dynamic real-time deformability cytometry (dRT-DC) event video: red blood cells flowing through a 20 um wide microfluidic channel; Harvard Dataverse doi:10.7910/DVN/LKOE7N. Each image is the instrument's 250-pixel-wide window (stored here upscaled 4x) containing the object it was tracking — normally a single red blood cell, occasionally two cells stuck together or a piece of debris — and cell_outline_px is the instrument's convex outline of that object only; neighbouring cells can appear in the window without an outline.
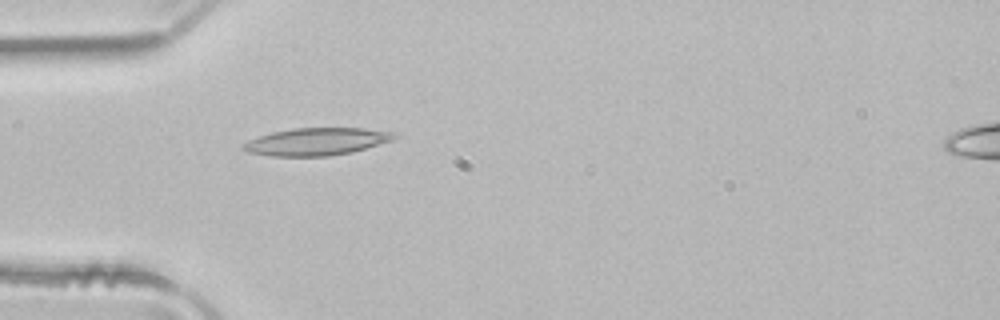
{"species": "common noctule bat (a hibernating species)", "species_latin": "Nyctalus noctula", "temperature_condition": "room temperature", "stored_images_in_passage": 50, "camera_frame_rate_fps": 3000, "um_per_image_px": 0.085, "animal": {"sex": "male", "body_mass_g": 21.5, "forearm_length_mm": 52.0}, "frame": {"image": 1, "passage_image": 15, "time_ms": 4.667, "image_size_px": [1000, 320], "cell_outline_px": [[400, 136], [392, 140], [352, 152], [328, 156], [268, 156], [248, 152], [240, 148], [248, 140], [272, 132], [292, 128], [364, 128], [400, 132]], "centroid_in_image_um": [26.95, 12.03], "position_along_channel_um": 58.0, "area_um2": 24.33}}
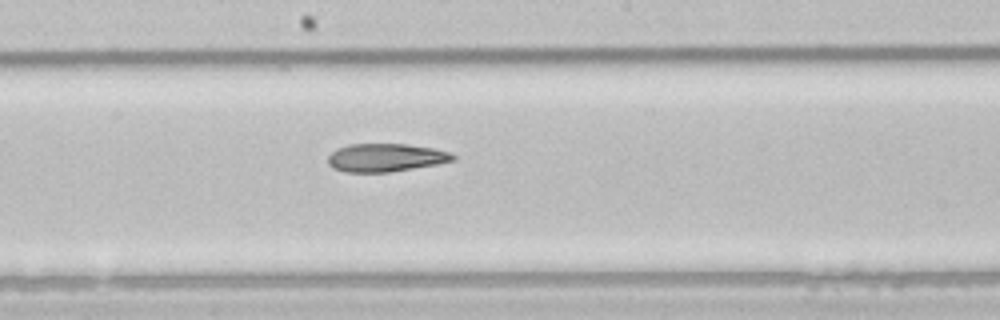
{"frame": {"image": 2, "passage_image": 27, "time_ms": 8.667, "image_size_px": [1000, 320], "cell_outline_px": [[456, 160], [436, 164], [388, 172], [344, 172], [332, 168], [328, 164], [328, 156], [336, 148], [348, 144], [404, 144], [432, 148], [452, 152], [456, 156]], "centroid_in_image_um": [32.76, 13.39], "position_along_channel_um": 215.4, "area_um2": 20.52}}
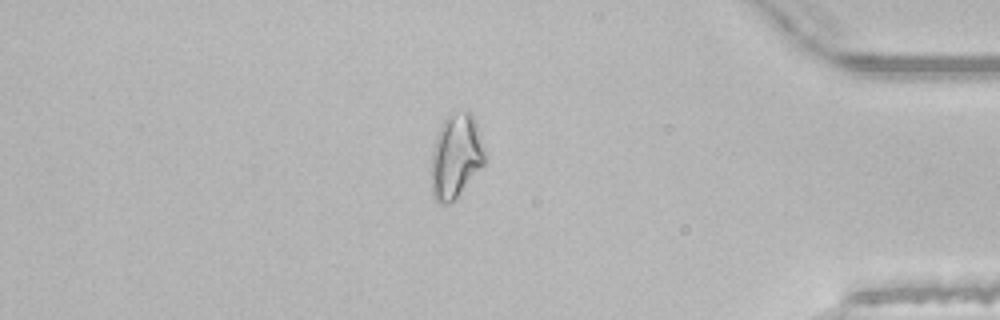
{"frame": {"image": 3, "passage_image": 43, "time_ms": 14.0, "image_size_px": [1000, 320], "cell_outline_px": [[488, 160], [460, 192], [448, 204], [440, 204], [432, 196], [432, 152], [436, 136], [448, 112], [472, 112], [476, 120]], "centroid_in_image_um": [38.78, 13.23], "position_along_channel_um": 396.4, "area_um2": 26.3}, "authors_computed_cell_mechanics": {"area_um2": 23.6113, "velocity_mm_per_s": 4.0169, "shape_relaxation_time_tau1_ms": null, "shape_relaxation_time_tau2_ms": 3.7859, "deformation_change_tau1": null, "deformation_change_tau2": 0.1218}}